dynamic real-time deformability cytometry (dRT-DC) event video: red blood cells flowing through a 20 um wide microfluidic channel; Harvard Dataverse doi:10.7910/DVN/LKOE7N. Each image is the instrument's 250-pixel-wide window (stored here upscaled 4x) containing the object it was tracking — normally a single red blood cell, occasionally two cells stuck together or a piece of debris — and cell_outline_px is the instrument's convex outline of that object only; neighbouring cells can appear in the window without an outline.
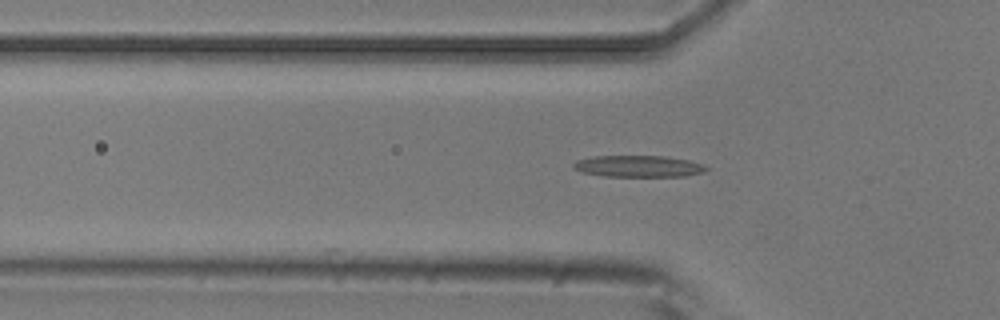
{"species": "common noctule bat (a hibernating species)", "species_latin": "Nyctalus noctula", "temperature_condition": "room temperature", "stored_images_in_passage": 8, "camera_frame_rate_fps": 3000, "um_per_image_px": 0.085, "animal": {"sex": "male", "body_mass_g": 20.5, "forearm_length_mm": 52.5}, "frame": {"image": 1, "passage_image": 5, "time_ms": 1.333, "image_size_px": [1000, 320], "cell_outline_px": [[708, 168], [704, 172], [684, 176], [604, 176], [584, 172], [572, 168], [572, 164], [576, 160], [592, 156], [668, 156], [688, 160], [704, 164]], "centroid_in_image_um": [54.26, 14.12], "position_along_channel_um": 71.5, "area_um2": 16.7}}
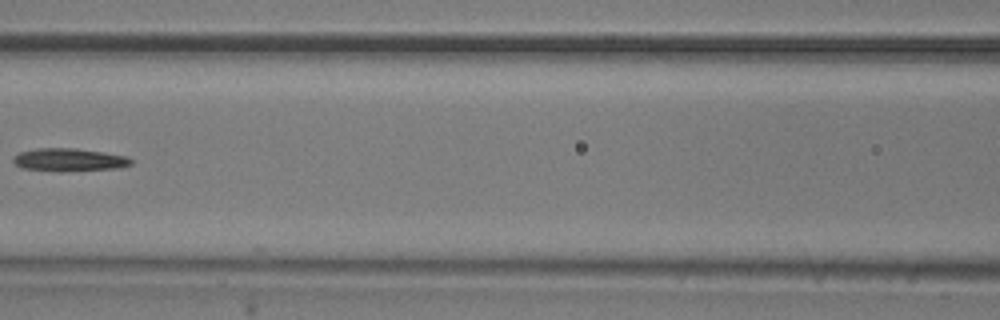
{"frame": {"image": 2, "passage_image": 7, "time_ms": 2.0, "image_size_px": [1000, 320], "cell_outline_px": [[132, 164], [120, 168], [60, 172], [20, 168], [12, 160], [20, 152], [36, 148], [76, 148], [104, 152], [128, 156], [132, 160]], "centroid_in_image_um": [5.91, 13.59], "position_along_channel_um": 160.7, "area_um2": 15.95}}
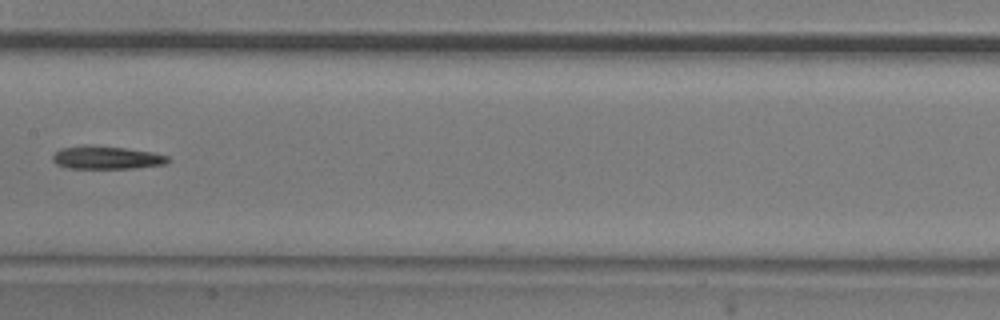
{"frame": {"image": 3, "passage_image": 8, "time_ms": 2.333, "image_size_px": [1000, 320], "cell_outline_px": [[172, 160], [168, 164], [136, 168], [68, 168], [56, 164], [52, 160], [52, 156], [60, 148], [84, 144], [88, 144], [124, 148], [152, 152], [168, 156]], "centroid_in_image_um": [9.07, 13.39], "position_along_channel_um": 198.3, "area_um2": 15.72}}